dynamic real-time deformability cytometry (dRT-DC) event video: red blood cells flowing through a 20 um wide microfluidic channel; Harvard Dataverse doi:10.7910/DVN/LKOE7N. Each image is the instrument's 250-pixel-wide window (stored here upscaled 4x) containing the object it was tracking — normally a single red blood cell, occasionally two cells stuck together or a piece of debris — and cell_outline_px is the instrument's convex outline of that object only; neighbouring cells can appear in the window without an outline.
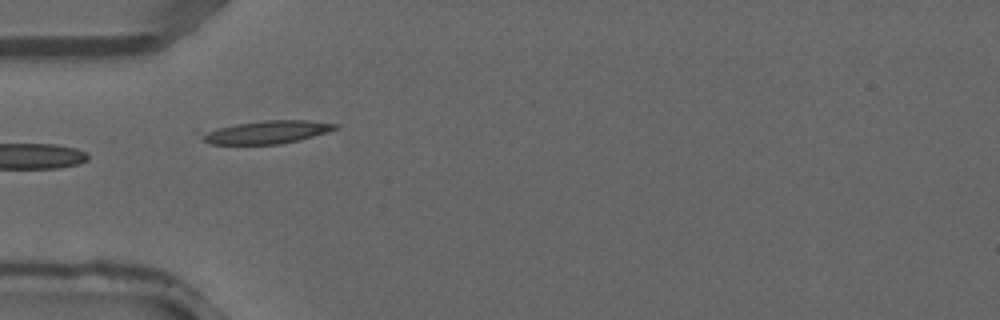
{"species": "common noctule bat (a hibernating species)", "species_latin": "Nyctalus noctula", "temperature_condition": "warm", "stored_images_in_passage": 1, "camera_frame_rate_fps": 3000, "um_per_image_px": 0.085, "animal": {"sex": "male", "forearm_length_mm": 52.5}, "frame": {"image": 1, "passage_image": 1, "time_ms": 0.0, "image_size_px": [1000, 320], "cell_outline_px": [[340, 128], [328, 132], [300, 140], [280, 144], [208, 144], [196, 132], [196, 128], [264, 120], [308, 120], [340, 124]], "centroid_in_image_um": [22.5, 11.21], "position_along_channel_um": 62.5, "area_um2": 18.9}}